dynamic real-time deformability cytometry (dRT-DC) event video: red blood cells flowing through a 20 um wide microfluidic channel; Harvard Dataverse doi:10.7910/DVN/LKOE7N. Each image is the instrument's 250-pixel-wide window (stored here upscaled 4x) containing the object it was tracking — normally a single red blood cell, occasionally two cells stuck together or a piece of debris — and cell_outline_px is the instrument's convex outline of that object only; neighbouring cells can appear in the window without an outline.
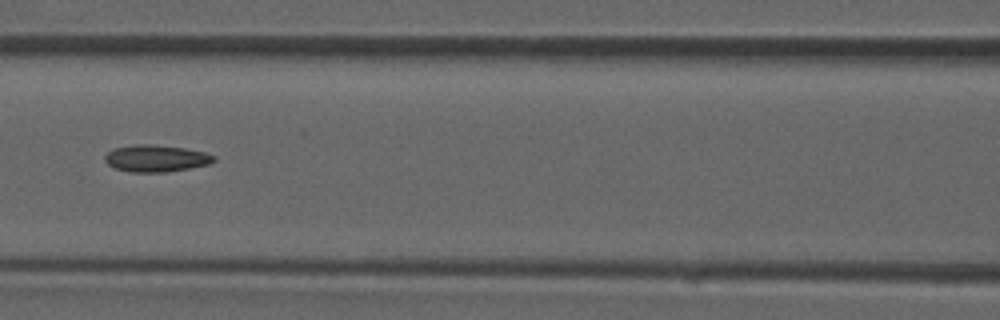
{"species": "common noctule bat (a hibernating species)", "species_latin": "Nyctalus noctula", "temperature_condition": "room temperature", "stored_images_in_passage": 42, "camera_frame_rate_fps": 3000, "um_per_image_px": 0.085, "animal": {"sex": "male", "forearm_length_mm": 52.5}, "frame": {"image": 1, "passage_image": 19, "time_ms": 6.0, "image_size_px": [1000, 320], "cell_outline_px": [[216, 160], [208, 164], [188, 168], [164, 172], [132, 172], [116, 168], [108, 164], [104, 160], [104, 156], [112, 148], [136, 144], [152, 144], [184, 148], [204, 152], [216, 156]], "centroid_in_image_um": [13.24, 13.45], "position_along_channel_um": 153.4, "area_um2": 16.99}}